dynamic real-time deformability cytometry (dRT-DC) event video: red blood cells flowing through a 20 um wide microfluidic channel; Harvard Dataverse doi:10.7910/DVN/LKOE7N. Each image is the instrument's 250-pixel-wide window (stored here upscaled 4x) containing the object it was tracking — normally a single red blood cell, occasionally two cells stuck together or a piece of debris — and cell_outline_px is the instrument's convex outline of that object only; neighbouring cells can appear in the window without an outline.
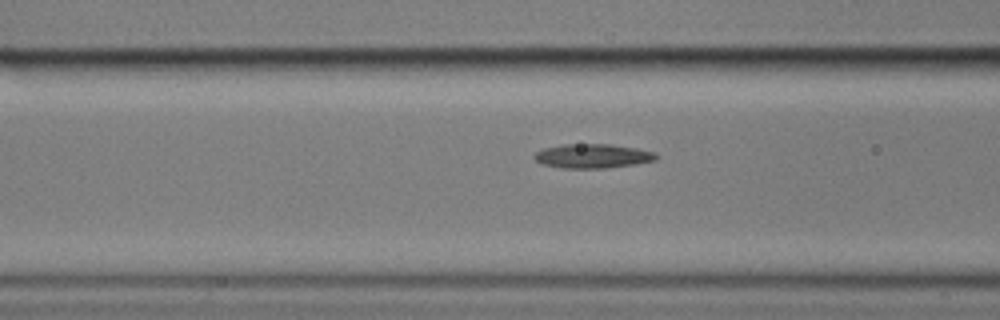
{"species": "common noctule bat (a hibernating species)", "species_latin": "Nyctalus noctula", "temperature_condition": "cold", "stored_images_in_passage": 13, "camera_frame_rate_fps": 3000, "um_per_image_px": 0.085, "animal": {"sex": "male", "body_mass_g": 17.9}, "frame": {"image": 1, "passage_image": 11, "time_ms": 3.333, "image_size_px": [1000, 320], "cell_outline_px": [[660, 156], [656, 160], [636, 164], [604, 168], [560, 168], [544, 164], [536, 160], [532, 156], [536, 152], [544, 148], [564, 144], [612, 144], [636, 148], [656, 152]], "centroid_in_image_um": [50.41, 13.26], "position_along_channel_um": 116.2, "area_um2": 17.28}}